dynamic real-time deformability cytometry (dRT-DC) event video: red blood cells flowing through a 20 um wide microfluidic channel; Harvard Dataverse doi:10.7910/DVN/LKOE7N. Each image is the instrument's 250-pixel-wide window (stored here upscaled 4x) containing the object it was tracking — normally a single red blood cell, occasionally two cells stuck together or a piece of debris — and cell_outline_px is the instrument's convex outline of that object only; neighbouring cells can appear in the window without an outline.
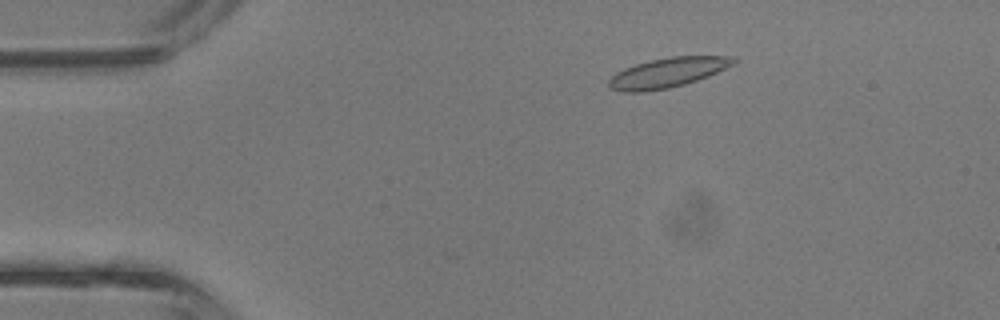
{"species": "common noctule bat (a hibernating species)", "species_latin": "Nyctalus noctula", "temperature_condition": "room temperature", "stored_images_in_passage": 3, "camera_frame_rate_fps": 3000, "um_per_image_px": 0.085, "animal": {"sex": "male", "body_mass_g": 13.3}, "frame": {"image": 1, "passage_image": 1, "time_ms": 0.0, "image_size_px": [1000, 320], "cell_outline_px": [[740, 60], [736, 64], [708, 76], [684, 84], [668, 88], [640, 92], [624, 92], [612, 88], [608, 84], [608, 80], [616, 72], [624, 68], [636, 64], [652, 60], [672, 56], [736, 56]], "centroid_in_image_um": [56.81, 6.16], "position_along_channel_um": 28.2, "area_um2": 21.62}}